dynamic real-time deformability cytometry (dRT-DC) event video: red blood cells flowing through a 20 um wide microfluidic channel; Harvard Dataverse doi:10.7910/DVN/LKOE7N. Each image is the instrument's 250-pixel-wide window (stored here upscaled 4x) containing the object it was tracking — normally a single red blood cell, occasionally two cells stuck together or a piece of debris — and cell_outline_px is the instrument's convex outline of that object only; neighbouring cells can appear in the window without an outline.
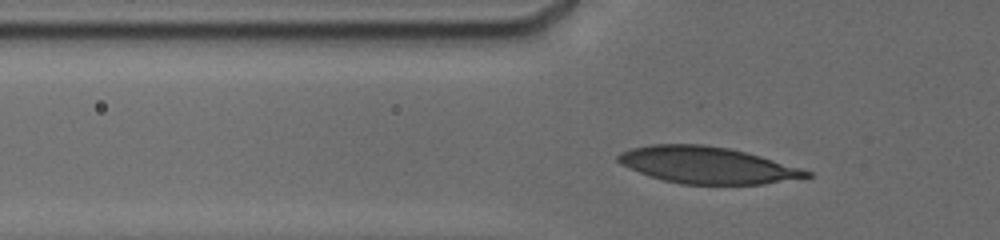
{"species": "human", "species_latin": "Homo sapiens", "temperature_condition": "cold", "stored_images_in_passage": 26, "camera_frame_rate_fps": 3000, "um_per_image_px": 0.085, "donor": {"sex": "male"}, "frame": {"image": 1, "passage_image": 11, "time_ms": 2.667, "image_size_px": [1000, 240], "cell_outline_px": [[812, 176], [764, 184], [680, 184], [664, 180], [640, 172], [620, 164], [616, 160], [616, 156], [620, 152], [632, 148], [652, 144], [700, 144], [728, 148], [748, 152], [800, 168], [812, 172]], "centroid_in_image_um": [60.1, 14.03], "position_along_channel_um": 65.7, "area_um2": 40.06}}
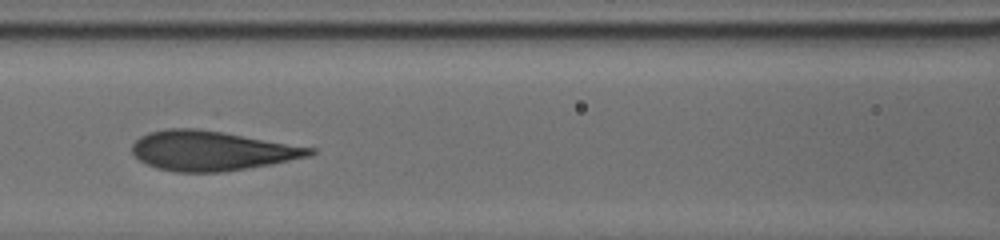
{"frame": {"image": 2, "passage_image": 19, "time_ms": 5.0, "image_size_px": [1000, 240], "cell_outline_px": [[316, 152], [308, 156], [248, 168], [220, 172], [176, 172], [156, 168], [144, 164], [132, 152], [132, 144], [140, 136], [148, 132], [168, 128], [196, 128], [224, 132], [316, 148]], "centroid_in_image_um": [17.94, 12.8], "position_along_channel_um": 148.7, "area_um2": 40.98}}
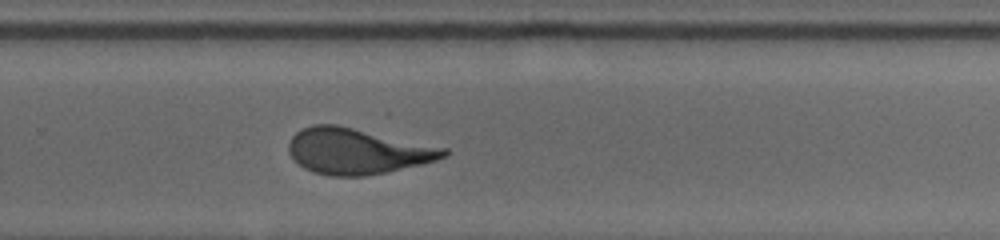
{"frame": {"image": 3, "passage_image": 26, "time_ms": 9.0, "image_size_px": [1000, 240], "cell_outline_px": [[452, 152], [448, 156], [436, 160], [420, 164], [384, 172], [364, 176], [332, 176], [312, 172], [304, 168], [292, 160], [288, 152], [288, 144], [292, 136], [296, 132], [312, 124], [336, 124], [448, 148]], "centroid_in_image_um": [30.35, 12.84], "position_along_channel_um": 299.5, "area_um2": 41.5}}